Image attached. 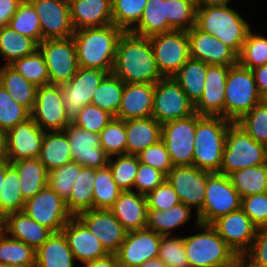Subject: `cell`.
Wrapping results in <instances>:
<instances>
[{"mask_svg": "<svg viewBox=\"0 0 267 267\" xmlns=\"http://www.w3.org/2000/svg\"><path fill=\"white\" fill-rule=\"evenodd\" d=\"M74 162L80 166L100 169L108 166L110 156L100 145V135L70 123L64 129Z\"/></svg>", "mask_w": 267, "mask_h": 267, "instance_id": "cell-20", "label": "cell"}, {"mask_svg": "<svg viewBox=\"0 0 267 267\" xmlns=\"http://www.w3.org/2000/svg\"><path fill=\"white\" fill-rule=\"evenodd\" d=\"M113 24L130 32L140 21L148 0H111Z\"/></svg>", "mask_w": 267, "mask_h": 267, "instance_id": "cell-46", "label": "cell"}, {"mask_svg": "<svg viewBox=\"0 0 267 267\" xmlns=\"http://www.w3.org/2000/svg\"><path fill=\"white\" fill-rule=\"evenodd\" d=\"M225 65H208L202 96L194 104L195 113L201 116L224 118L225 86L229 68Z\"/></svg>", "mask_w": 267, "mask_h": 267, "instance_id": "cell-24", "label": "cell"}, {"mask_svg": "<svg viewBox=\"0 0 267 267\" xmlns=\"http://www.w3.org/2000/svg\"><path fill=\"white\" fill-rule=\"evenodd\" d=\"M165 179L166 176L159 170L139 162L134 179L133 190L135 188V192L147 195L150 191L158 187Z\"/></svg>", "mask_w": 267, "mask_h": 267, "instance_id": "cell-61", "label": "cell"}, {"mask_svg": "<svg viewBox=\"0 0 267 267\" xmlns=\"http://www.w3.org/2000/svg\"><path fill=\"white\" fill-rule=\"evenodd\" d=\"M77 217L95 235L108 253L116 254L127 231L109 209H90Z\"/></svg>", "mask_w": 267, "mask_h": 267, "instance_id": "cell-23", "label": "cell"}, {"mask_svg": "<svg viewBox=\"0 0 267 267\" xmlns=\"http://www.w3.org/2000/svg\"><path fill=\"white\" fill-rule=\"evenodd\" d=\"M0 85L18 104L25 107L29 112L32 111L36 100L37 87L10 65L0 66Z\"/></svg>", "mask_w": 267, "mask_h": 267, "instance_id": "cell-35", "label": "cell"}, {"mask_svg": "<svg viewBox=\"0 0 267 267\" xmlns=\"http://www.w3.org/2000/svg\"><path fill=\"white\" fill-rule=\"evenodd\" d=\"M230 0H196L197 7L205 6H228Z\"/></svg>", "mask_w": 267, "mask_h": 267, "instance_id": "cell-65", "label": "cell"}, {"mask_svg": "<svg viewBox=\"0 0 267 267\" xmlns=\"http://www.w3.org/2000/svg\"><path fill=\"white\" fill-rule=\"evenodd\" d=\"M124 91V82L113 73H108L95 90L91 104L116 117Z\"/></svg>", "mask_w": 267, "mask_h": 267, "instance_id": "cell-42", "label": "cell"}, {"mask_svg": "<svg viewBox=\"0 0 267 267\" xmlns=\"http://www.w3.org/2000/svg\"><path fill=\"white\" fill-rule=\"evenodd\" d=\"M241 209L257 227L267 225V192L241 198Z\"/></svg>", "mask_w": 267, "mask_h": 267, "instance_id": "cell-60", "label": "cell"}, {"mask_svg": "<svg viewBox=\"0 0 267 267\" xmlns=\"http://www.w3.org/2000/svg\"><path fill=\"white\" fill-rule=\"evenodd\" d=\"M30 117V112L18 104L0 85V132L6 133Z\"/></svg>", "mask_w": 267, "mask_h": 267, "instance_id": "cell-52", "label": "cell"}, {"mask_svg": "<svg viewBox=\"0 0 267 267\" xmlns=\"http://www.w3.org/2000/svg\"><path fill=\"white\" fill-rule=\"evenodd\" d=\"M198 234L183 237L190 267H238L240 258L210 224L197 220Z\"/></svg>", "mask_w": 267, "mask_h": 267, "instance_id": "cell-5", "label": "cell"}, {"mask_svg": "<svg viewBox=\"0 0 267 267\" xmlns=\"http://www.w3.org/2000/svg\"><path fill=\"white\" fill-rule=\"evenodd\" d=\"M38 158L48 172L72 162V153L65 131H45Z\"/></svg>", "mask_w": 267, "mask_h": 267, "instance_id": "cell-32", "label": "cell"}, {"mask_svg": "<svg viewBox=\"0 0 267 267\" xmlns=\"http://www.w3.org/2000/svg\"><path fill=\"white\" fill-rule=\"evenodd\" d=\"M148 210H168L180 202L177 193L165 179L158 187L146 195Z\"/></svg>", "mask_w": 267, "mask_h": 267, "instance_id": "cell-59", "label": "cell"}, {"mask_svg": "<svg viewBox=\"0 0 267 267\" xmlns=\"http://www.w3.org/2000/svg\"><path fill=\"white\" fill-rule=\"evenodd\" d=\"M195 132L196 113L184 119L162 124L161 140L174 166L193 165Z\"/></svg>", "mask_w": 267, "mask_h": 267, "instance_id": "cell-13", "label": "cell"}, {"mask_svg": "<svg viewBox=\"0 0 267 267\" xmlns=\"http://www.w3.org/2000/svg\"><path fill=\"white\" fill-rule=\"evenodd\" d=\"M191 217V208L183 203L164 211L148 210L146 228L170 236L173 229L185 224Z\"/></svg>", "mask_w": 267, "mask_h": 267, "instance_id": "cell-37", "label": "cell"}, {"mask_svg": "<svg viewBox=\"0 0 267 267\" xmlns=\"http://www.w3.org/2000/svg\"><path fill=\"white\" fill-rule=\"evenodd\" d=\"M238 267H247V266L240 260V262L238 263Z\"/></svg>", "mask_w": 267, "mask_h": 267, "instance_id": "cell-70", "label": "cell"}, {"mask_svg": "<svg viewBox=\"0 0 267 267\" xmlns=\"http://www.w3.org/2000/svg\"><path fill=\"white\" fill-rule=\"evenodd\" d=\"M195 26L217 37L237 55L251 30L249 23L238 11L228 6H205L196 8Z\"/></svg>", "mask_w": 267, "mask_h": 267, "instance_id": "cell-4", "label": "cell"}, {"mask_svg": "<svg viewBox=\"0 0 267 267\" xmlns=\"http://www.w3.org/2000/svg\"><path fill=\"white\" fill-rule=\"evenodd\" d=\"M206 72L207 64L200 60L189 58L173 76L194 104L202 96Z\"/></svg>", "mask_w": 267, "mask_h": 267, "instance_id": "cell-39", "label": "cell"}, {"mask_svg": "<svg viewBox=\"0 0 267 267\" xmlns=\"http://www.w3.org/2000/svg\"><path fill=\"white\" fill-rule=\"evenodd\" d=\"M122 190L113 180L109 166L95 169L93 184V208L109 209L118 198Z\"/></svg>", "mask_w": 267, "mask_h": 267, "instance_id": "cell-44", "label": "cell"}, {"mask_svg": "<svg viewBox=\"0 0 267 267\" xmlns=\"http://www.w3.org/2000/svg\"><path fill=\"white\" fill-rule=\"evenodd\" d=\"M10 66L36 87L50 84L44 57L38 49L29 56L14 60Z\"/></svg>", "mask_w": 267, "mask_h": 267, "instance_id": "cell-47", "label": "cell"}, {"mask_svg": "<svg viewBox=\"0 0 267 267\" xmlns=\"http://www.w3.org/2000/svg\"><path fill=\"white\" fill-rule=\"evenodd\" d=\"M38 50L44 57L50 84H65L77 73L79 65L72 37L43 40L38 44Z\"/></svg>", "mask_w": 267, "mask_h": 267, "instance_id": "cell-11", "label": "cell"}, {"mask_svg": "<svg viewBox=\"0 0 267 267\" xmlns=\"http://www.w3.org/2000/svg\"><path fill=\"white\" fill-rule=\"evenodd\" d=\"M112 73L124 83L155 84L162 76L149 38L123 32L118 40Z\"/></svg>", "mask_w": 267, "mask_h": 267, "instance_id": "cell-1", "label": "cell"}, {"mask_svg": "<svg viewBox=\"0 0 267 267\" xmlns=\"http://www.w3.org/2000/svg\"><path fill=\"white\" fill-rule=\"evenodd\" d=\"M82 166L77 162H70L64 166L55 168L48 172L47 186L53 189L64 201L71 193L73 184L77 179V172Z\"/></svg>", "mask_w": 267, "mask_h": 267, "instance_id": "cell-54", "label": "cell"}, {"mask_svg": "<svg viewBox=\"0 0 267 267\" xmlns=\"http://www.w3.org/2000/svg\"><path fill=\"white\" fill-rule=\"evenodd\" d=\"M238 64L246 69L266 65L267 38L263 35L254 34L250 30L238 55Z\"/></svg>", "mask_w": 267, "mask_h": 267, "instance_id": "cell-49", "label": "cell"}, {"mask_svg": "<svg viewBox=\"0 0 267 267\" xmlns=\"http://www.w3.org/2000/svg\"><path fill=\"white\" fill-rule=\"evenodd\" d=\"M267 162L265 146L257 143L236 122L229 125L220 173H229Z\"/></svg>", "mask_w": 267, "mask_h": 267, "instance_id": "cell-6", "label": "cell"}, {"mask_svg": "<svg viewBox=\"0 0 267 267\" xmlns=\"http://www.w3.org/2000/svg\"><path fill=\"white\" fill-rule=\"evenodd\" d=\"M38 44L31 38L14 31L9 26L0 29V57L10 65L14 60L33 54Z\"/></svg>", "mask_w": 267, "mask_h": 267, "instance_id": "cell-41", "label": "cell"}, {"mask_svg": "<svg viewBox=\"0 0 267 267\" xmlns=\"http://www.w3.org/2000/svg\"><path fill=\"white\" fill-rule=\"evenodd\" d=\"M0 233V263L14 267H35V250L24 242Z\"/></svg>", "mask_w": 267, "mask_h": 267, "instance_id": "cell-43", "label": "cell"}, {"mask_svg": "<svg viewBox=\"0 0 267 267\" xmlns=\"http://www.w3.org/2000/svg\"><path fill=\"white\" fill-rule=\"evenodd\" d=\"M84 267H118L119 260L116 254L108 253L107 255L83 264Z\"/></svg>", "mask_w": 267, "mask_h": 267, "instance_id": "cell-64", "label": "cell"}, {"mask_svg": "<svg viewBox=\"0 0 267 267\" xmlns=\"http://www.w3.org/2000/svg\"><path fill=\"white\" fill-rule=\"evenodd\" d=\"M123 32L114 24L75 30L72 38L79 67L112 73L117 43Z\"/></svg>", "mask_w": 267, "mask_h": 267, "instance_id": "cell-2", "label": "cell"}, {"mask_svg": "<svg viewBox=\"0 0 267 267\" xmlns=\"http://www.w3.org/2000/svg\"><path fill=\"white\" fill-rule=\"evenodd\" d=\"M262 102L267 106V92L262 95Z\"/></svg>", "mask_w": 267, "mask_h": 267, "instance_id": "cell-69", "label": "cell"}, {"mask_svg": "<svg viewBox=\"0 0 267 267\" xmlns=\"http://www.w3.org/2000/svg\"><path fill=\"white\" fill-rule=\"evenodd\" d=\"M23 211L53 233L60 232L72 217L65 201L48 186L26 200Z\"/></svg>", "mask_w": 267, "mask_h": 267, "instance_id": "cell-14", "label": "cell"}, {"mask_svg": "<svg viewBox=\"0 0 267 267\" xmlns=\"http://www.w3.org/2000/svg\"><path fill=\"white\" fill-rule=\"evenodd\" d=\"M190 58L208 65L235 66L238 55L217 37L199 30L195 25L187 31Z\"/></svg>", "mask_w": 267, "mask_h": 267, "instance_id": "cell-21", "label": "cell"}, {"mask_svg": "<svg viewBox=\"0 0 267 267\" xmlns=\"http://www.w3.org/2000/svg\"><path fill=\"white\" fill-rule=\"evenodd\" d=\"M4 176H5V160L0 161V189L2 188L1 186L4 180Z\"/></svg>", "mask_w": 267, "mask_h": 267, "instance_id": "cell-68", "label": "cell"}, {"mask_svg": "<svg viewBox=\"0 0 267 267\" xmlns=\"http://www.w3.org/2000/svg\"><path fill=\"white\" fill-rule=\"evenodd\" d=\"M6 160L5 154V134L0 132V161Z\"/></svg>", "mask_w": 267, "mask_h": 267, "instance_id": "cell-67", "label": "cell"}, {"mask_svg": "<svg viewBox=\"0 0 267 267\" xmlns=\"http://www.w3.org/2000/svg\"><path fill=\"white\" fill-rule=\"evenodd\" d=\"M118 267H129V266H125V265H122V264L119 263Z\"/></svg>", "mask_w": 267, "mask_h": 267, "instance_id": "cell-73", "label": "cell"}, {"mask_svg": "<svg viewBox=\"0 0 267 267\" xmlns=\"http://www.w3.org/2000/svg\"><path fill=\"white\" fill-rule=\"evenodd\" d=\"M166 19L173 30L188 31L195 25L196 0H165Z\"/></svg>", "mask_w": 267, "mask_h": 267, "instance_id": "cell-48", "label": "cell"}, {"mask_svg": "<svg viewBox=\"0 0 267 267\" xmlns=\"http://www.w3.org/2000/svg\"><path fill=\"white\" fill-rule=\"evenodd\" d=\"M30 117L44 131H64L71 120L65 112L61 85L47 84L37 87Z\"/></svg>", "mask_w": 267, "mask_h": 267, "instance_id": "cell-12", "label": "cell"}, {"mask_svg": "<svg viewBox=\"0 0 267 267\" xmlns=\"http://www.w3.org/2000/svg\"><path fill=\"white\" fill-rule=\"evenodd\" d=\"M11 164L18 172L20 190L25 201L47 186L48 171L39 158L20 159Z\"/></svg>", "mask_w": 267, "mask_h": 267, "instance_id": "cell-33", "label": "cell"}, {"mask_svg": "<svg viewBox=\"0 0 267 267\" xmlns=\"http://www.w3.org/2000/svg\"><path fill=\"white\" fill-rule=\"evenodd\" d=\"M137 157L140 163L152 166L165 176L168 175L169 171L174 166L162 140L142 150L137 154Z\"/></svg>", "mask_w": 267, "mask_h": 267, "instance_id": "cell-57", "label": "cell"}, {"mask_svg": "<svg viewBox=\"0 0 267 267\" xmlns=\"http://www.w3.org/2000/svg\"><path fill=\"white\" fill-rule=\"evenodd\" d=\"M139 267H167V265L158 257L148 260L141 264Z\"/></svg>", "mask_w": 267, "mask_h": 267, "instance_id": "cell-66", "label": "cell"}, {"mask_svg": "<svg viewBox=\"0 0 267 267\" xmlns=\"http://www.w3.org/2000/svg\"><path fill=\"white\" fill-rule=\"evenodd\" d=\"M158 258L167 267H190L185 252L183 237L162 235Z\"/></svg>", "mask_w": 267, "mask_h": 267, "instance_id": "cell-55", "label": "cell"}, {"mask_svg": "<svg viewBox=\"0 0 267 267\" xmlns=\"http://www.w3.org/2000/svg\"><path fill=\"white\" fill-rule=\"evenodd\" d=\"M39 18L42 41L46 39H66L75 30L71 22L70 4L65 0H28Z\"/></svg>", "mask_w": 267, "mask_h": 267, "instance_id": "cell-17", "label": "cell"}, {"mask_svg": "<svg viewBox=\"0 0 267 267\" xmlns=\"http://www.w3.org/2000/svg\"><path fill=\"white\" fill-rule=\"evenodd\" d=\"M262 102L251 69L239 64L229 68L225 86L224 118L237 122L253 107Z\"/></svg>", "mask_w": 267, "mask_h": 267, "instance_id": "cell-7", "label": "cell"}, {"mask_svg": "<svg viewBox=\"0 0 267 267\" xmlns=\"http://www.w3.org/2000/svg\"><path fill=\"white\" fill-rule=\"evenodd\" d=\"M264 146H265V151H266V154H267V142H266V144Z\"/></svg>", "mask_w": 267, "mask_h": 267, "instance_id": "cell-74", "label": "cell"}, {"mask_svg": "<svg viewBox=\"0 0 267 267\" xmlns=\"http://www.w3.org/2000/svg\"><path fill=\"white\" fill-rule=\"evenodd\" d=\"M240 197L267 192V162L228 174Z\"/></svg>", "mask_w": 267, "mask_h": 267, "instance_id": "cell-40", "label": "cell"}, {"mask_svg": "<svg viewBox=\"0 0 267 267\" xmlns=\"http://www.w3.org/2000/svg\"><path fill=\"white\" fill-rule=\"evenodd\" d=\"M75 258L66 237L53 233L36 251L35 267H75Z\"/></svg>", "mask_w": 267, "mask_h": 267, "instance_id": "cell-31", "label": "cell"}, {"mask_svg": "<svg viewBox=\"0 0 267 267\" xmlns=\"http://www.w3.org/2000/svg\"><path fill=\"white\" fill-rule=\"evenodd\" d=\"M45 131L29 117L5 134L6 159L12 163L20 159L38 158Z\"/></svg>", "mask_w": 267, "mask_h": 267, "instance_id": "cell-18", "label": "cell"}, {"mask_svg": "<svg viewBox=\"0 0 267 267\" xmlns=\"http://www.w3.org/2000/svg\"><path fill=\"white\" fill-rule=\"evenodd\" d=\"M113 116L94 104L85 105L71 120L76 127L99 134Z\"/></svg>", "mask_w": 267, "mask_h": 267, "instance_id": "cell-56", "label": "cell"}, {"mask_svg": "<svg viewBox=\"0 0 267 267\" xmlns=\"http://www.w3.org/2000/svg\"><path fill=\"white\" fill-rule=\"evenodd\" d=\"M61 231L67 239L74 258L81 264L108 254L99 239L77 216H72Z\"/></svg>", "mask_w": 267, "mask_h": 267, "instance_id": "cell-25", "label": "cell"}, {"mask_svg": "<svg viewBox=\"0 0 267 267\" xmlns=\"http://www.w3.org/2000/svg\"><path fill=\"white\" fill-rule=\"evenodd\" d=\"M108 166L117 186L122 191H133L134 179L139 166L137 155H118L115 160L110 157Z\"/></svg>", "mask_w": 267, "mask_h": 267, "instance_id": "cell-51", "label": "cell"}, {"mask_svg": "<svg viewBox=\"0 0 267 267\" xmlns=\"http://www.w3.org/2000/svg\"><path fill=\"white\" fill-rule=\"evenodd\" d=\"M0 267H14V266H11V265H8V264H2V263H0Z\"/></svg>", "mask_w": 267, "mask_h": 267, "instance_id": "cell-71", "label": "cell"}, {"mask_svg": "<svg viewBox=\"0 0 267 267\" xmlns=\"http://www.w3.org/2000/svg\"><path fill=\"white\" fill-rule=\"evenodd\" d=\"M8 26L21 35L33 39L37 44L42 41V31L35 8L28 0H23Z\"/></svg>", "mask_w": 267, "mask_h": 267, "instance_id": "cell-45", "label": "cell"}, {"mask_svg": "<svg viewBox=\"0 0 267 267\" xmlns=\"http://www.w3.org/2000/svg\"><path fill=\"white\" fill-rule=\"evenodd\" d=\"M3 231V225L2 222L0 221V233Z\"/></svg>", "mask_w": 267, "mask_h": 267, "instance_id": "cell-72", "label": "cell"}, {"mask_svg": "<svg viewBox=\"0 0 267 267\" xmlns=\"http://www.w3.org/2000/svg\"><path fill=\"white\" fill-rule=\"evenodd\" d=\"M95 180V169L82 166L77 172L71 193L65 201L67 211L72 216L93 209V184Z\"/></svg>", "mask_w": 267, "mask_h": 267, "instance_id": "cell-34", "label": "cell"}, {"mask_svg": "<svg viewBox=\"0 0 267 267\" xmlns=\"http://www.w3.org/2000/svg\"><path fill=\"white\" fill-rule=\"evenodd\" d=\"M99 135L100 145L110 157L126 155L127 134L124 120L113 117Z\"/></svg>", "mask_w": 267, "mask_h": 267, "instance_id": "cell-50", "label": "cell"}, {"mask_svg": "<svg viewBox=\"0 0 267 267\" xmlns=\"http://www.w3.org/2000/svg\"><path fill=\"white\" fill-rule=\"evenodd\" d=\"M125 128L127 155H137L142 150L161 140L162 124L154 117L126 120Z\"/></svg>", "mask_w": 267, "mask_h": 267, "instance_id": "cell-30", "label": "cell"}, {"mask_svg": "<svg viewBox=\"0 0 267 267\" xmlns=\"http://www.w3.org/2000/svg\"><path fill=\"white\" fill-rule=\"evenodd\" d=\"M232 121L221 116L196 113L193 165L210 173H220L226 134Z\"/></svg>", "mask_w": 267, "mask_h": 267, "instance_id": "cell-3", "label": "cell"}, {"mask_svg": "<svg viewBox=\"0 0 267 267\" xmlns=\"http://www.w3.org/2000/svg\"><path fill=\"white\" fill-rule=\"evenodd\" d=\"M1 222L7 235L24 242L35 251L53 234L24 211L8 214Z\"/></svg>", "mask_w": 267, "mask_h": 267, "instance_id": "cell-29", "label": "cell"}, {"mask_svg": "<svg viewBox=\"0 0 267 267\" xmlns=\"http://www.w3.org/2000/svg\"><path fill=\"white\" fill-rule=\"evenodd\" d=\"M174 188L181 203L192 209L196 207L197 214L202 210L207 184V171L194 165L173 166L166 176Z\"/></svg>", "mask_w": 267, "mask_h": 267, "instance_id": "cell-16", "label": "cell"}, {"mask_svg": "<svg viewBox=\"0 0 267 267\" xmlns=\"http://www.w3.org/2000/svg\"><path fill=\"white\" fill-rule=\"evenodd\" d=\"M255 78L258 92L263 95L267 92V64L251 69Z\"/></svg>", "mask_w": 267, "mask_h": 267, "instance_id": "cell-63", "label": "cell"}, {"mask_svg": "<svg viewBox=\"0 0 267 267\" xmlns=\"http://www.w3.org/2000/svg\"><path fill=\"white\" fill-rule=\"evenodd\" d=\"M241 208V197L231 184L228 175L207 172V184L202 210L197 220L202 224H211L221 216Z\"/></svg>", "mask_w": 267, "mask_h": 267, "instance_id": "cell-8", "label": "cell"}, {"mask_svg": "<svg viewBox=\"0 0 267 267\" xmlns=\"http://www.w3.org/2000/svg\"><path fill=\"white\" fill-rule=\"evenodd\" d=\"M69 4L74 30L113 24L111 0H71Z\"/></svg>", "mask_w": 267, "mask_h": 267, "instance_id": "cell-28", "label": "cell"}, {"mask_svg": "<svg viewBox=\"0 0 267 267\" xmlns=\"http://www.w3.org/2000/svg\"><path fill=\"white\" fill-rule=\"evenodd\" d=\"M109 210L127 232L146 228V195L135 191H122Z\"/></svg>", "mask_w": 267, "mask_h": 267, "instance_id": "cell-26", "label": "cell"}, {"mask_svg": "<svg viewBox=\"0 0 267 267\" xmlns=\"http://www.w3.org/2000/svg\"><path fill=\"white\" fill-rule=\"evenodd\" d=\"M210 225L239 258L249 250L257 231L241 208L219 217Z\"/></svg>", "mask_w": 267, "mask_h": 267, "instance_id": "cell-19", "label": "cell"}, {"mask_svg": "<svg viewBox=\"0 0 267 267\" xmlns=\"http://www.w3.org/2000/svg\"><path fill=\"white\" fill-rule=\"evenodd\" d=\"M257 143L267 142V106L261 102L237 122Z\"/></svg>", "mask_w": 267, "mask_h": 267, "instance_id": "cell-53", "label": "cell"}, {"mask_svg": "<svg viewBox=\"0 0 267 267\" xmlns=\"http://www.w3.org/2000/svg\"><path fill=\"white\" fill-rule=\"evenodd\" d=\"M23 0H0V29L8 26Z\"/></svg>", "mask_w": 267, "mask_h": 267, "instance_id": "cell-62", "label": "cell"}, {"mask_svg": "<svg viewBox=\"0 0 267 267\" xmlns=\"http://www.w3.org/2000/svg\"><path fill=\"white\" fill-rule=\"evenodd\" d=\"M170 31L173 29L166 19L165 0H148L139 23L130 32L149 38Z\"/></svg>", "mask_w": 267, "mask_h": 267, "instance_id": "cell-36", "label": "cell"}, {"mask_svg": "<svg viewBox=\"0 0 267 267\" xmlns=\"http://www.w3.org/2000/svg\"><path fill=\"white\" fill-rule=\"evenodd\" d=\"M161 236L147 228L127 232L116 253L119 263L139 267L144 262L158 257Z\"/></svg>", "mask_w": 267, "mask_h": 267, "instance_id": "cell-22", "label": "cell"}, {"mask_svg": "<svg viewBox=\"0 0 267 267\" xmlns=\"http://www.w3.org/2000/svg\"><path fill=\"white\" fill-rule=\"evenodd\" d=\"M155 84L124 83L121 104L115 118L130 120L152 117Z\"/></svg>", "mask_w": 267, "mask_h": 267, "instance_id": "cell-27", "label": "cell"}, {"mask_svg": "<svg viewBox=\"0 0 267 267\" xmlns=\"http://www.w3.org/2000/svg\"><path fill=\"white\" fill-rule=\"evenodd\" d=\"M162 77H173L190 58L187 31L173 30L149 37Z\"/></svg>", "mask_w": 267, "mask_h": 267, "instance_id": "cell-10", "label": "cell"}, {"mask_svg": "<svg viewBox=\"0 0 267 267\" xmlns=\"http://www.w3.org/2000/svg\"><path fill=\"white\" fill-rule=\"evenodd\" d=\"M0 189V221L8 214L23 211L25 200L20 190L16 168L6 159L5 176Z\"/></svg>", "mask_w": 267, "mask_h": 267, "instance_id": "cell-38", "label": "cell"}, {"mask_svg": "<svg viewBox=\"0 0 267 267\" xmlns=\"http://www.w3.org/2000/svg\"><path fill=\"white\" fill-rule=\"evenodd\" d=\"M193 114L194 103L173 77H162L155 83L152 117L159 123L184 119Z\"/></svg>", "mask_w": 267, "mask_h": 267, "instance_id": "cell-9", "label": "cell"}, {"mask_svg": "<svg viewBox=\"0 0 267 267\" xmlns=\"http://www.w3.org/2000/svg\"><path fill=\"white\" fill-rule=\"evenodd\" d=\"M240 260L247 267H267V225L257 228L252 245Z\"/></svg>", "mask_w": 267, "mask_h": 267, "instance_id": "cell-58", "label": "cell"}, {"mask_svg": "<svg viewBox=\"0 0 267 267\" xmlns=\"http://www.w3.org/2000/svg\"><path fill=\"white\" fill-rule=\"evenodd\" d=\"M107 74L99 69L79 67L70 81L61 85L65 112L70 120L85 105L91 104L95 90Z\"/></svg>", "mask_w": 267, "mask_h": 267, "instance_id": "cell-15", "label": "cell"}]
</instances>
